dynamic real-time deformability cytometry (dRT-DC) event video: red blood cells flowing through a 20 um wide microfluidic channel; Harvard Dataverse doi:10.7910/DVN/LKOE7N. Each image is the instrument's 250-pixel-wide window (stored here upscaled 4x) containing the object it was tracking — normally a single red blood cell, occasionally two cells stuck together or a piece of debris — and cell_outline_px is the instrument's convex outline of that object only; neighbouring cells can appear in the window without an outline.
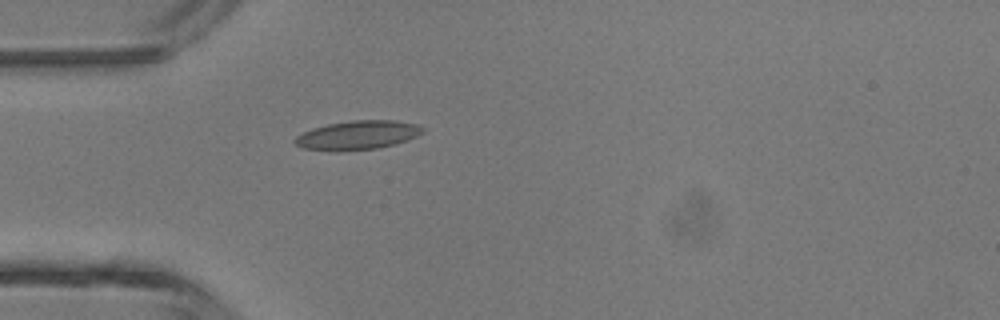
{"species": "common noctule bat (a hibernating species)", "species_latin": "Nyctalus noctula", "temperature_condition": "room temperature", "stored_images_in_passage": 3, "camera_frame_rate_fps": 3000, "um_per_image_px": 0.085, "animal": {"sex": "male", "body_mass_g": 13.3}, "frame": {"image": 1, "passage_image": 3, "time_ms": 3.0, "image_size_px": [1000, 320], "cell_outline_px": [[424, 132], [408, 140], [396, 144], [376, 148], [340, 152], [336, 152], [304, 148], [296, 144], [292, 140], [296, 136], [312, 128], [328, 124], [352, 120], [396, 120], [416, 124], [424, 128]], "centroid_in_image_um": [30.4, 11.49], "position_along_channel_um": 54.6, "area_um2": 21.73}}